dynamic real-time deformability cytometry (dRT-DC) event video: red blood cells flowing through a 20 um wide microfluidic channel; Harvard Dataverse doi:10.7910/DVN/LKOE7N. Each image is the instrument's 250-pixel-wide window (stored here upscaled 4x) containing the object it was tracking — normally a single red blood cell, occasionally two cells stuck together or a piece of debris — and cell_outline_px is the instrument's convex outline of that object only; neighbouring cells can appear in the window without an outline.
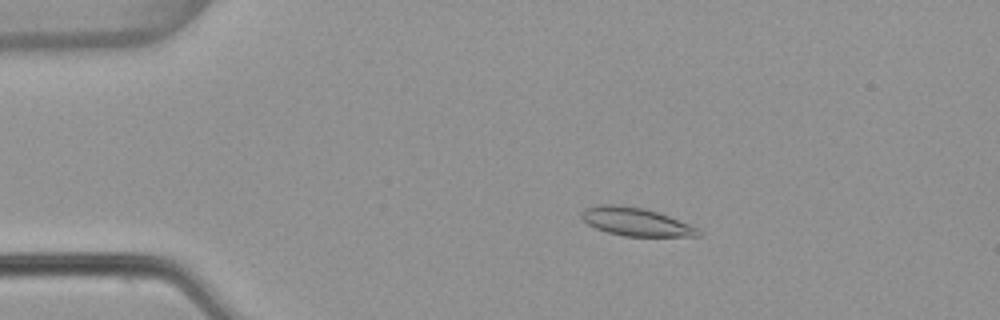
{"species": "common noctule bat (a hibernating species)", "species_latin": "Nyctalus noctula", "temperature_condition": "warm", "stored_images_in_passage": 54, "camera_frame_rate_fps": 3000, "um_per_image_px": 0.085, "animal": {"sex": "female", "body_mass_g": 22.7, "forearm_length_mm": 54.2}, "frame": {"image": 1, "passage_image": 11, "time_ms": 3.333, "image_size_px": [1000, 320], "cell_outline_px": [[704, 236], [624, 236], [608, 232], [596, 228], [588, 224], [580, 216], [580, 212], [584, 208], [600, 204], [620, 204], [644, 208], [692, 224], [704, 232]], "centroid_in_image_um": [54.08, 18.84], "position_along_channel_um": 30.9, "area_um2": 19.42}}
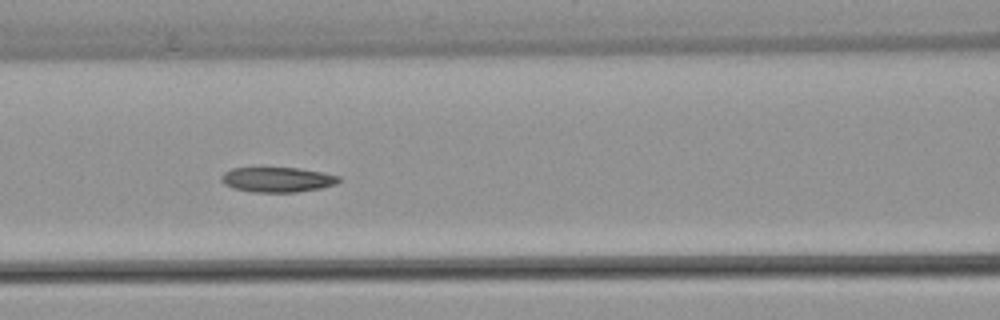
{"frame": {"image": 2, "passage_image": 24, "time_ms": 7.667, "image_size_px": [1000, 320], "cell_outline_px": [[340, 180], [336, 184], [320, 188], [296, 192], [252, 192], [232, 188], [224, 184], [220, 180], [220, 176], [224, 172], [232, 168], [300, 168], [340, 176]], "centroid_in_image_um": [23.54, 15.27], "position_along_channel_um": 143.1, "area_um2": 17.11}}
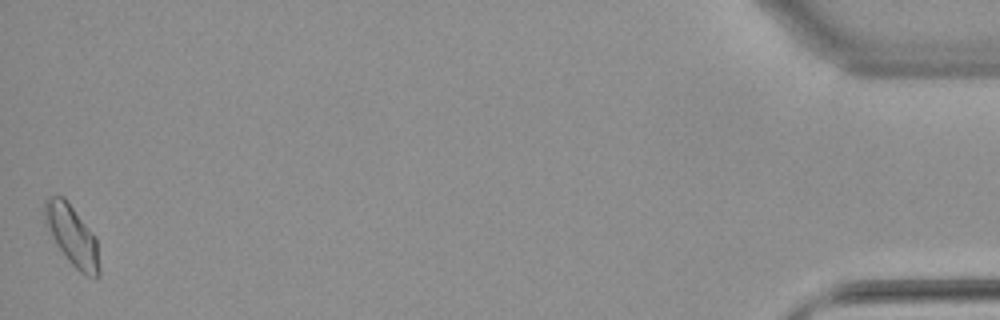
{"frame": {"image": 3, "passage_image": 54, "time_ms": 17.667, "image_size_px": [1000, 320], "cell_outline_px": [[100, 276], [96, 280], [80, 272], [68, 260], [56, 244], [44, 220], [44, 200], [48, 196], [64, 196], [68, 200], [96, 236], [100, 268]], "centroid_in_image_um": [6.16, 20.02], "position_along_channel_um": 429.0, "area_um2": 19.48}, "authors_computed_cell_mechanics": {"area_um2": 17.9469, "velocity_mm_per_s": 3.819, "shape_relaxation_time_tau1_ms": null, "shape_relaxation_time_tau2_ms": 6.9961, "deformation_change_tau1": null, "deformation_change_tau2": 0.13}}